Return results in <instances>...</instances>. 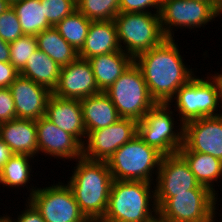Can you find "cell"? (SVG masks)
Listing matches in <instances>:
<instances>
[{
	"label": "cell",
	"mask_w": 222,
	"mask_h": 222,
	"mask_svg": "<svg viewBox=\"0 0 222 222\" xmlns=\"http://www.w3.org/2000/svg\"><path fill=\"white\" fill-rule=\"evenodd\" d=\"M183 60L175 38H166L134 58L156 103L168 104L177 90L196 76Z\"/></svg>",
	"instance_id": "obj_1"
},
{
	"label": "cell",
	"mask_w": 222,
	"mask_h": 222,
	"mask_svg": "<svg viewBox=\"0 0 222 222\" xmlns=\"http://www.w3.org/2000/svg\"><path fill=\"white\" fill-rule=\"evenodd\" d=\"M91 20L77 9L54 26L61 36L79 52L84 46Z\"/></svg>",
	"instance_id": "obj_28"
},
{
	"label": "cell",
	"mask_w": 222,
	"mask_h": 222,
	"mask_svg": "<svg viewBox=\"0 0 222 222\" xmlns=\"http://www.w3.org/2000/svg\"><path fill=\"white\" fill-rule=\"evenodd\" d=\"M30 187L27 200L45 222H89L67 184L58 182L44 188Z\"/></svg>",
	"instance_id": "obj_10"
},
{
	"label": "cell",
	"mask_w": 222,
	"mask_h": 222,
	"mask_svg": "<svg viewBox=\"0 0 222 222\" xmlns=\"http://www.w3.org/2000/svg\"><path fill=\"white\" fill-rule=\"evenodd\" d=\"M5 1H7L10 5H12L13 3L18 2L20 0H5Z\"/></svg>",
	"instance_id": "obj_43"
},
{
	"label": "cell",
	"mask_w": 222,
	"mask_h": 222,
	"mask_svg": "<svg viewBox=\"0 0 222 222\" xmlns=\"http://www.w3.org/2000/svg\"><path fill=\"white\" fill-rule=\"evenodd\" d=\"M25 202H27L25 204V210L21 211V214L19 212V215L17 214L18 217H16V219H13L12 216L10 217V215H7L10 222H45L35 207L28 200Z\"/></svg>",
	"instance_id": "obj_35"
},
{
	"label": "cell",
	"mask_w": 222,
	"mask_h": 222,
	"mask_svg": "<svg viewBox=\"0 0 222 222\" xmlns=\"http://www.w3.org/2000/svg\"><path fill=\"white\" fill-rule=\"evenodd\" d=\"M137 121L121 118L107 127L90 131L83 143V157L93 161L108 159L137 135Z\"/></svg>",
	"instance_id": "obj_12"
},
{
	"label": "cell",
	"mask_w": 222,
	"mask_h": 222,
	"mask_svg": "<svg viewBox=\"0 0 222 222\" xmlns=\"http://www.w3.org/2000/svg\"><path fill=\"white\" fill-rule=\"evenodd\" d=\"M13 154L11 149L0 140V170Z\"/></svg>",
	"instance_id": "obj_37"
},
{
	"label": "cell",
	"mask_w": 222,
	"mask_h": 222,
	"mask_svg": "<svg viewBox=\"0 0 222 222\" xmlns=\"http://www.w3.org/2000/svg\"><path fill=\"white\" fill-rule=\"evenodd\" d=\"M114 20L91 21L84 46L78 57L88 60L93 56L120 51Z\"/></svg>",
	"instance_id": "obj_20"
},
{
	"label": "cell",
	"mask_w": 222,
	"mask_h": 222,
	"mask_svg": "<svg viewBox=\"0 0 222 222\" xmlns=\"http://www.w3.org/2000/svg\"><path fill=\"white\" fill-rule=\"evenodd\" d=\"M11 5L5 1V0H0V14L5 12L7 9H9Z\"/></svg>",
	"instance_id": "obj_39"
},
{
	"label": "cell",
	"mask_w": 222,
	"mask_h": 222,
	"mask_svg": "<svg viewBox=\"0 0 222 222\" xmlns=\"http://www.w3.org/2000/svg\"><path fill=\"white\" fill-rule=\"evenodd\" d=\"M219 77H220V79H221V82H222V72H219V73H217V72H215Z\"/></svg>",
	"instance_id": "obj_44"
},
{
	"label": "cell",
	"mask_w": 222,
	"mask_h": 222,
	"mask_svg": "<svg viewBox=\"0 0 222 222\" xmlns=\"http://www.w3.org/2000/svg\"><path fill=\"white\" fill-rule=\"evenodd\" d=\"M16 12L24 35L36 36L51 28L40 0H20L11 5Z\"/></svg>",
	"instance_id": "obj_26"
},
{
	"label": "cell",
	"mask_w": 222,
	"mask_h": 222,
	"mask_svg": "<svg viewBox=\"0 0 222 222\" xmlns=\"http://www.w3.org/2000/svg\"><path fill=\"white\" fill-rule=\"evenodd\" d=\"M121 118L140 121L157 103L151 97L140 68L133 62L105 91Z\"/></svg>",
	"instance_id": "obj_7"
},
{
	"label": "cell",
	"mask_w": 222,
	"mask_h": 222,
	"mask_svg": "<svg viewBox=\"0 0 222 222\" xmlns=\"http://www.w3.org/2000/svg\"><path fill=\"white\" fill-rule=\"evenodd\" d=\"M9 89L15 103L16 118L36 121L45 116L46 105L52 94L48 88L19 75Z\"/></svg>",
	"instance_id": "obj_17"
},
{
	"label": "cell",
	"mask_w": 222,
	"mask_h": 222,
	"mask_svg": "<svg viewBox=\"0 0 222 222\" xmlns=\"http://www.w3.org/2000/svg\"><path fill=\"white\" fill-rule=\"evenodd\" d=\"M18 76L19 71L10 62H0V88H9Z\"/></svg>",
	"instance_id": "obj_36"
},
{
	"label": "cell",
	"mask_w": 222,
	"mask_h": 222,
	"mask_svg": "<svg viewBox=\"0 0 222 222\" xmlns=\"http://www.w3.org/2000/svg\"><path fill=\"white\" fill-rule=\"evenodd\" d=\"M16 118L15 103L9 88H0V123Z\"/></svg>",
	"instance_id": "obj_34"
},
{
	"label": "cell",
	"mask_w": 222,
	"mask_h": 222,
	"mask_svg": "<svg viewBox=\"0 0 222 222\" xmlns=\"http://www.w3.org/2000/svg\"><path fill=\"white\" fill-rule=\"evenodd\" d=\"M23 35L19 19L11 6L0 14V38L7 43H11Z\"/></svg>",
	"instance_id": "obj_32"
},
{
	"label": "cell",
	"mask_w": 222,
	"mask_h": 222,
	"mask_svg": "<svg viewBox=\"0 0 222 222\" xmlns=\"http://www.w3.org/2000/svg\"><path fill=\"white\" fill-rule=\"evenodd\" d=\"M114 22L121 50L133 58L160 45L166 39L159 13L119 12Z\"/></svg>",
	"instance_id": "obj_6"
},
{
	"label": "cell",
	"mask_w": 222,
	"mask_h": 222,
	"mask_svg": "<svg viewBox=\"0 0 222 222\" xmlns=\"http://www.w3.org/2000/svg\"><path fill=\"white\" fill-rule=\"evenodd\" d=\"M10 61V47L9 43L0 38V62Z\"/></svg>",
	"instance_id": "obj_38"
},
{
	"label": "cell",
	"mask_w": 222,
	"mask_h": 222,
	"mask_svg": "<svg viewBox=\"0 0 222 222\" xmlns=\"http://www.w3.org/2000/svg\"><path fill=\"white\" fill-rule=\"evenodd\" d=\"M163 154L148 146L138 134L121 146L107 161L113 180L153 183ZM155 172V173H154Z\"/></svg>",
	"instance_id": "obj_5"
},
{
	"label": "cell",
	"mask_w": 222,
	"mask_h": 222,
	"mask_svg": "<svg viewBox=\"0 0 222 222\" xmlns=\"http://www.w3.org/2000/svg\"><path fill=\"white\" fill-rule=\"evenodd\" d=\"M217 197L210 189H192L190 193H174V197L155 200L158 215L168 222H213Z\"/></svg>",
	"instance_id": "obj_9"
},
{
	"label": "cell",
	"mask_w": 222,
	"mask_h": 222,
	"mask_svg": "<svg viewBox=\"0 0 222 222\" xmlns=\"http://www.w3.org/2000/svg\"><path fill=\"white\" fill-rule=\"evenodd\" d=\"M212 3L216 10L222 15V0H212Z\"/></svg>",
	"instance_id": "obj_40"
},
{
	"label": "cell",
	"mask_w": 222,
	"mask_h": 222,
	"mask_svg": "<svg viewBox=\"0 0 222 222\" xmlns=\"http://www.w3.org/2000/svg\"><path fill=\"white\" fill-rule=\"evenodd\" d=\"M189 165L190 170L195 175L197 182L210 189L214 194L215 182L222 178V161L212 155L193 151H178Z\"/></svg>",
	"instance_id": "obj_23"
},
{
	"label": "cell",
	"mask_w": 222,
	"mask_h": 222,
	"mask_svg": "<svg viewBox=\"0 0 222 222\" xmlns=\"http://www.w3.org/2000/svg\"><path fill=\"white\" fill-rule=\"evenodd\" d=\"M38 141V154L49 155L65 161L83 157V145L71 134L63 131L42 116L35 121Z\"/></svg>",
	"instance_id": "obj_15"
},
{
	"label": "cell",
	"mask_w": 222,
	"mask_h": 222,
	"mask_svg": "<svg viewBox=\"0 0 222 222\" xmlns=\"http://www.w3.org/2000/svg\"><path fill=\"white\" fill-rule=\"evenodd\" d=\"M100 93L88 60L77 58L61 67L59 80L52 94L67 99L82 100Z\"/></svg>",
	"instance_id": "obj_16"
},
{
	"label": "cell",
	"mask_w": 222,
	"mask_h": 222,
	"mask_svg": "<svg viewBox=\"0 0 222 222\" xmlns=\"http://www.w3.org/2000/svg\"><path fill=\"white\" fill-rule=\"evenodd\" d=\"M159 15L163 34L166 38H173L174 27L190 30L205 27L221 14L208 1L162 0Z\"/></svg>",
	"instance_id": "obj_11"
},
{
	"label": "cell",
	"mask_w": 222,
	"mask_h": 222,
	"mask_svg": "<svg viewBox=\"0 0 222 222\" xmlns=\"http://www.w3.org/2000/svg\"><path fill=\"white\" fill-rule=\"evenodd\" d=\"M100 92L108 88L129 68L134 58L122 50L88 59Z\"/></svg>",
	"instance_id": "obj_21"
},
{
	"label": "cell",
	"mask_w": 222,
	"mask_h": 222,
	"mask_svg": "<svg viewBox=\"0 0 222 222\" xmlns=\"http://www.w3.org/2000/svg\"><path fill=\"white\" fill-rule=\"evenodd\" d=\"M179 151L206 153L222 161V115L186 122Z\"/></svg>",
	"instance_id": "obj_14"
},
{
	"label": "cell",
	"mask_w": 222,
	"mask_h": 222,
	"mask_svg": "<svg viewBox=\"0 0 222 222\" xmlns=\"http://www.w3.org/2000/svg\"><path fill=\"white\" fill-rule=\"evenodd\" d=\"M45 117L63 131L73 135L83 145L87 134L80 100L51 94L46 105Z\"/></svg>",
	"instance_id": "obj_18"
},
{
	"label": "cell",
	"mask_w": 222,
	"mask_h": 222,
	"mask_svg": "<svg viewBox=\"0 0 222 222\" xmlns=\"http://www.w3.org/2000/svg\"><path fill=\"white\" fill-rule=\"evenodd\" d=\"M161 2L162 0H119V8L124 13H160Z\"/></svg>",
	"instance_id": "obj_33"
},
{
	"label": "cell",
	"mask_w": 222,
	"mask_h": 222,
	"mask_svg": "<svg viewBox=\"0 0 222 222\" xmlns=\"http://www.w3.org/2000/svg\"><path fill=\"white\" fill-rule=\"evenodd\" d=\"M86 134L116 123L121 117L110 97L105 92L80 100Z\"/></svg>",
	"instance_id": "obj_22"
},
{
	"label": "cell",
	"mask_w": 222,
	"mask_h": 222,
	"mask_svg": "<svg viewBox=\"0 0 222 222\" xmlns=\"http://www.w3.org/2000/svg\"><path fill=\"white\" fill-rule=\"evenodd\" d=\"M201 1H208V2L212 3V0H201Z\"/></svg>",
	"instance_id": "obj_45"
},
{
	"label": "cell",
	"mask_w": 222,
	"mask_h": 222,
	"mask_svg": "<svg viewBox=\"0 0 222 222\" xmlns=\"http://www.w3.org/2000/svg\"><path fill=\"white\" fill-rule=\"evenodd\" d=\"M151 184L154 185L143 181L113 180L108 207L101 222H149L155 218L158 208Z\"/></svg>",
	"instance_id": "obj_3"
},
{
	"label": "cell",
	"mask_w": 222,
	"mask_h": 222,
	"mask_svg": "<svg viewBox=\"0 0 222 222\" xmlns=\"http://www.w3.org/2000/svg\"><path fill=\"white\" fill-rule=\"evenodd\" d=\"M10 63L17 70L21 71L32 54L38 49L36 36L23 35L14 42L9 43Z\"/></svg>",
	"instance_id": "obj_30"
},
{
	"label": "cell",
	"mask_w": 222,
	"mask_h": 222,
	"mask_svg": "<svg viewBox=\"0 0 222 222\" xmlns=\"http://www.w3.org/2000/svg\"><path fill=\"white\" fill-rule=\"evenodd\" d=\"M0 222H10L7 215L0 216Z\"/></svg>",
	"instance_id": "obj_42"
},
{
	"label": "cell",
	"mask_w": 222,
	"mask_h": 222,
	"mask_svg": "<svg viewBox=\"0 0 222 222\" xmlns=\"http://www.w3.org/2000/svg\"><path fill=\"white\" fill-rule=\"evenodd\" d=\"M149 222H168V221L162 219L159 215H157L155 218H153Z\"/></svg>",
	"instance_id": "obj_41"
},
{
	"label": "cell",
	"mask_w": 222,
	"mask_h": 222,
	"mask_svg": "<svg viewBox=\"0 0 222 222\" xmlns=\"http://www.w3.org/2000/svg\"><path fill=\"white\" fill-rule=\"evenodd\" d=\"M0 140L14 154L38 156V141L35 120L15 118L0 123Z\"/></svg>",
	"instance_id": "obj_19"
},
{
	"label": "cell",
	"mask_w": 222,
	"mask_h": 222,
	"mask_svg": "<svg viewBox=\"0 0 222 222\" xmlns=\"http://www.w3.org/2000/svg\"><path fill=\"white\" fill-rule=\"evenodd\" d=\"M171 108L169 104L157 103L137 123L138 136L163 155L178 153L184 144V124L176 126Z\"/></svg>",
	"instance_id": "obj_8"
},
{
	"label": "cell",
	"mask_w": 222,
	"mask_h": 222,
	"mask_svg": "<svg viewBox=\"0 0 222 222\" xmlns=\"http://www.w3.org/2000/svg\"><path fill=\"white\" fill-rule=\"evenodd\" d=\"M72 176L67 181L81 212L89 221H101L108 207L113 182L106 161L76 159Z\"/></svg>",
	"instance_id": "obj_2"
},
{
	"label": "cell",
	"mask_w": 222,
	"mask_h": 222,
	"mask_svg": "<svg viewBox=\"0 0 222 222\" xmlns=\"http://www.w3.org/2000/svg\"><path fill=\"white\" fill-rule=\"evenodd\" d=\"M155 178L156 184L153 187L155 197H174V193H190L192 189H208L197 182L189 165L179 153L163 156Z\"/></svg>",
	"instance_id": "obj_13"
},
{
	"label": "cell",
	"mask_w": 222,
	"mask_h": 222,
	"mask_svg": "<svg viewBox=\"0 0 222 222\" xmlns=\"http://www.w3.org/2000/svg\"><path fill=\"white\" fill-rule=\"evenodd\" d=\"M61 67L48 55L37 49L19 75L54 91L58 84Z\"/></svg>",
	"instance_id": "obj_24"
},
{
	"label": "cell",
	"mask_w": 222,
	"mask_h": 222,
	"mask_svg": "<svg viewBox=\"0 0 222 222\" xmlns=\"http://www.w3.org/2000/svg\"><path fill=\"white\" fill-rule=\"evenodd\" d=\"M206 78L194 76L177 90L175 96L168 103L172 105L175 101V109L173 110L177 111L176 115L179 116L180 123L185 124L203 117L222 115L220 110L222 109L221 79L216 73L209 74ZM217 107L220 108L219 113Z\"/></svg>",
	"instance_id": "obj_4"
},
{
	"label": "cell",
	"mask_w": 222,
	"mask_h": 222,
	"mask_svg": "<svg viewBox=\"0 0 222 222\" xmlns=\"http://www.w3.org/2000/svg\"><path fill=\"white\" fill-rule=\"evenodd\" d=\"M38 49L53 59L60 67L78 58V52L52 26L36 35Z\"/></svg>",
	"instance_id": "obj_25"
},
{
	"label": "cell",
	"mask_w": 222,
	"mask_h": 222,
	"mask_svg": "<svg viewBox=\"0 0 222 222\" xmlns=\"http://www.w3.org/2000/svg\"><path fill=\"white\" fill-rule=\"evenodd\" d=\"M76 5L91 21L114 20L120 12L119 0H76Z\"/></svg>",
	"instance_id": "obj_29"
},
{
	"label": "cell",
	"mask_w": 222,
	"mask_h": 222,
	"mask_svg": "<svg viewBox=\"0 0 222 222\" xmlns=\"http://www.w3.org/2000/svg\"><path fill=\"white\" fill-rule=\"evenodd\" d=\"M44 15L51 26H56L76 9V0H40Z\"/></svg>",
	"instance_id": "obj_31"
},
{
	"label": "cell",
	"mask_w": 222,
	"mask_h": 222,
	"mask_svg": "<svg viewBox=\"0 0 222 222\" xmlns=\"http://www.w3.org/2000/svg\"><path fill=\"white\" fill-rule=\"evenodd\" d=\"M32 159L35 158L27 154H13L0 170V184H3V187L20 189L25 186L28 189L27 184L33 176L30 174Z\"/></svg>",
	"instance_id": "obj_27"
}]
</instances>
